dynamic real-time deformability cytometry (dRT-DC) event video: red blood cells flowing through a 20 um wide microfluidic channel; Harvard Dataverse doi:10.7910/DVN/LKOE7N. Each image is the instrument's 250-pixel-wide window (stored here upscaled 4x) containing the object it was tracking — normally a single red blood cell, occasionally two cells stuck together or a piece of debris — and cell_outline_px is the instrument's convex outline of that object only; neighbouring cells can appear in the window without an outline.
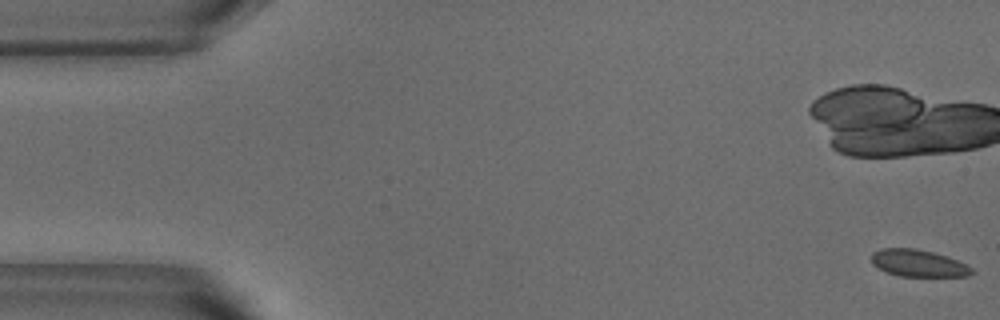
{"species": "common noctule bat (a hibernating species)", "species_latin": "Nyctalus noctula", "temperature_condition": "warm", "stored_images_in_passage": 25, "camera_frame_rate_fps": 3000, "um_per_image_px": 0.085, "animal": {"sex": "male", "body_mass_g": 18.8}, "frame": {"image": 1, "passage_image": 1, "time_ms": 0.0, "image_size_px": [1000, 320], "cell_outline_px": [[976, 272], [968, 276], [900, 276], [888, 272], [872, 264], [872, 252], [880, 248], [916, 248], [948, 256], [972, 268]], "centroid_in_image_um": [78.06, 22.36], "position_along_channel_um": 6.9, "area_um2": 15.72}}